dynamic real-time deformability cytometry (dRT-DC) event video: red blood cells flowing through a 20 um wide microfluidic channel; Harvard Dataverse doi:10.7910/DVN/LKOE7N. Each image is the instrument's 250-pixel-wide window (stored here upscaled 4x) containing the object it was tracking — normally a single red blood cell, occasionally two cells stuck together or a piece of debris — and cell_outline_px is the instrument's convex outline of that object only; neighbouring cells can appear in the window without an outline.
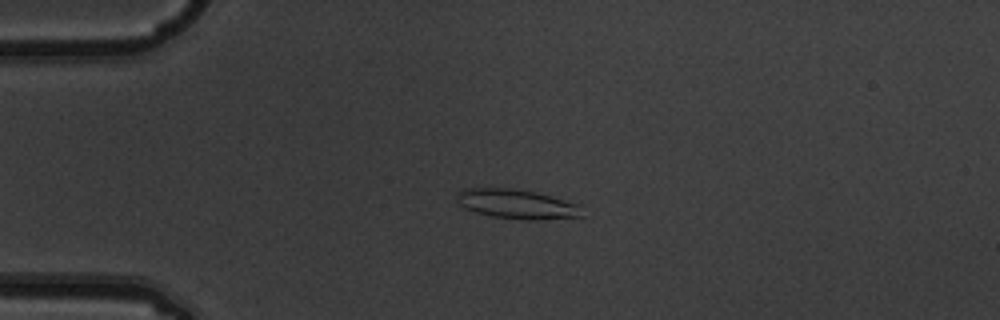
{"species": "common noctule bat (a hibernating species)", "species_latin": "Nyctalus noctula", "temperature_condition": "warm", "stored_images_in_passage": 9, "camera_frame_rate_fps": 3000, "um_per_image_px": 0.085, "animal": {"sex": "male", "body_mass_g": 19.5, "forearm_length_mm": 54.6}, "frame": {"image": 1, "passage_image": 3, "time_ms": 0.667, "image_size_px": [1000, 320], "cell_outline_px": [[584, 216], [532, 220], [528, 220], [492, 216], [476, 212], [464, 208], [456, 200], [456, 192], [464, 188], [508, 188], [536, 192], [580, 204]], "centroid_in_image_um": [43.92, 17.34], "position_along_channel_um": 41.1, "area_um2": 21.5}}
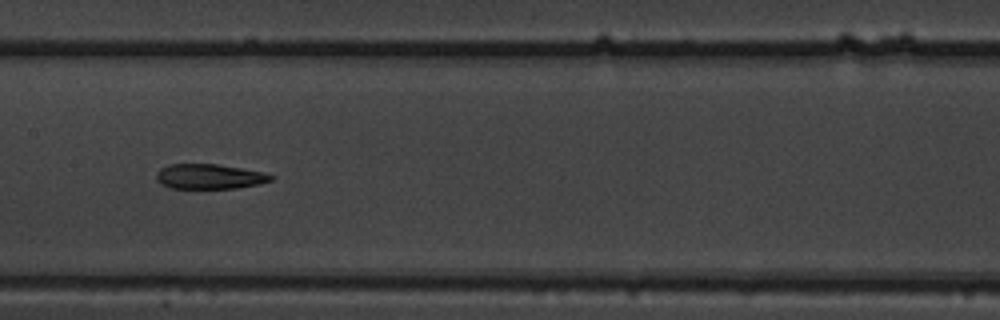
{"frame": {"image": 2, "passage_image": 7, "time_ms": 2.0, "image_size_px": [1000, 320], "cell_outline_px": [[276, 176], [272, 180], [260, 184], [236, 188], [168, 188], [160, 184], [156, 180], [156, 172], [160, 168], [168, 164], [216, 164], [264, 172]], "centroid_in_image_um": [17.78, 15.0], "position_along_channel_um": 189.6, "area_um2": 16.82}}
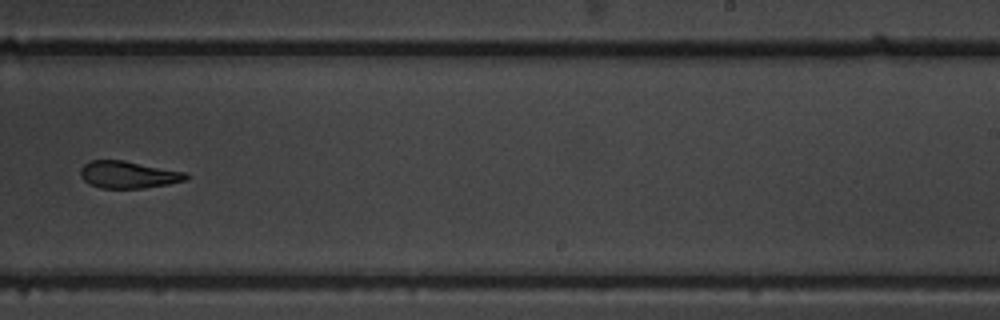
{"frame": {"image": 3, "passage_image": 9, "time_ms": 2.667, "image_size_px": [1000, 320], "cell_outline_px": [[188, 180], [168, 184], [144, 188], [100, 188], [88, 184], [80, 176], [80, 168], [88, 160], [124, 160], [188, 172]], "centroid_in_image_um": [10.91, 14.84], "position_along_channel_um": 278.1, "area_um2": 16.99}}